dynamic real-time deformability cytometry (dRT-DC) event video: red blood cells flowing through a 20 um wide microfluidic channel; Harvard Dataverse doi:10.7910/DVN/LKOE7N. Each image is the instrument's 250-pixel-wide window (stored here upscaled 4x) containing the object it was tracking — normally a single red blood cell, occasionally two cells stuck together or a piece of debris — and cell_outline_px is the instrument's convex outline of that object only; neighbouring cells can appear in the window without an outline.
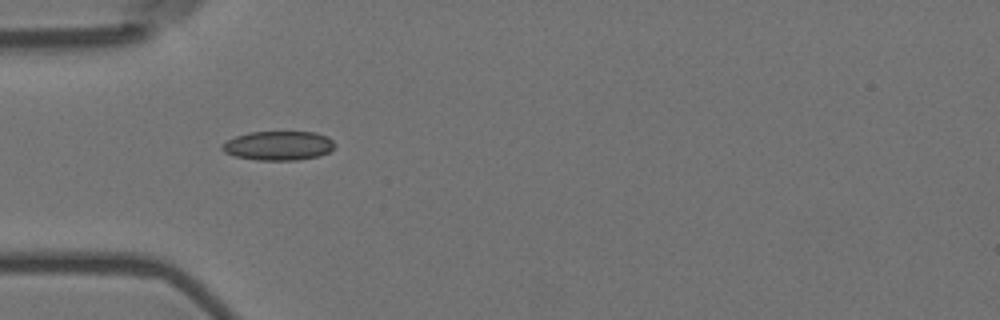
{"species": "Egyptian fruit bat (a non-hibernating species)", "species_latin": "Rousettus aegyptiacus", "temperature_condition": "room temperature", "stored_images_in_passage": 11, "camera_frame_rate_fps": 3000, "um_per_image_px": 0.085, "animal": {"sex": "female"}, "frame": {"image": 1, "passage_image": 1, "time_ms": 0.0, "image_size_px": [1000, 320], "cell_outline_px": [[336, 144], [328, 152], [320, 156], [296, 160], [256, 160], [236, 156], [224, 152], [220, 148], [220, 144], [236, 136], [248, 132], [316, 132], [328, 136]], "centroid_in_image_um": [23.66, 12.38], "position_along_channel_um": 61.3, "area_um2": 19.25}}
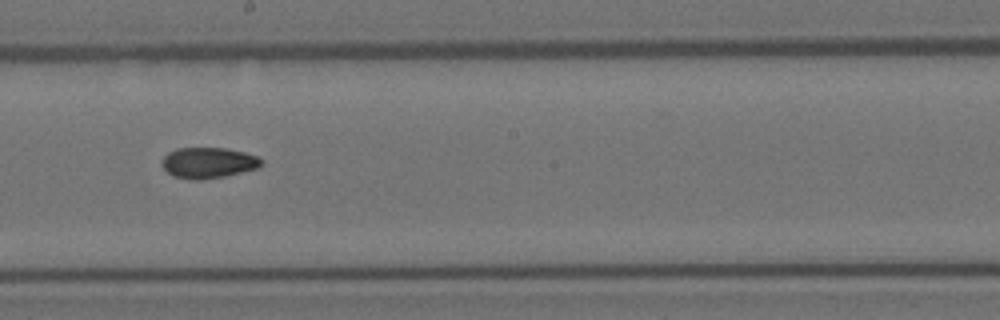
{"frame": {"image": 2, "passage_image": 5, "time_ms": 1.333, "image_size_px": [1000, 320], "cell_outline_px": [[264, 164], [256, 168], [224, 176], [200, 180], [192, 180], [172, 176], [160, 164], [160, 160], [168, 152], [176, 148], [224, 148], [244, 152], [256, 156], [264, 160]], "centroid_in_image_um": [17.67, 13.83], "position_along_channel_um": 230.5, "area_um2": 17.92}}
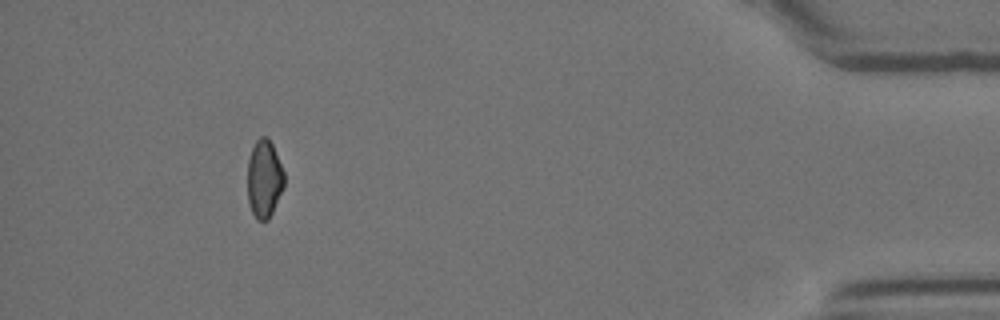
{"frame": {"image": 3, "passage_image": 10, "time_ms": 3.0, "image_size_px": [1000, 320], "cell_outline_px": [[284, 188], [268, 220], [256, 220], [252, 212], [248, 200], [248, 160], [252, 148], [256, 140], [260, 136], [268, 136], [272, 144], [284, 172]], "centroid_in_image_um": [22.46, 15.19], "position_along_channel_um": 412.7, "area_um2": 16.65}}